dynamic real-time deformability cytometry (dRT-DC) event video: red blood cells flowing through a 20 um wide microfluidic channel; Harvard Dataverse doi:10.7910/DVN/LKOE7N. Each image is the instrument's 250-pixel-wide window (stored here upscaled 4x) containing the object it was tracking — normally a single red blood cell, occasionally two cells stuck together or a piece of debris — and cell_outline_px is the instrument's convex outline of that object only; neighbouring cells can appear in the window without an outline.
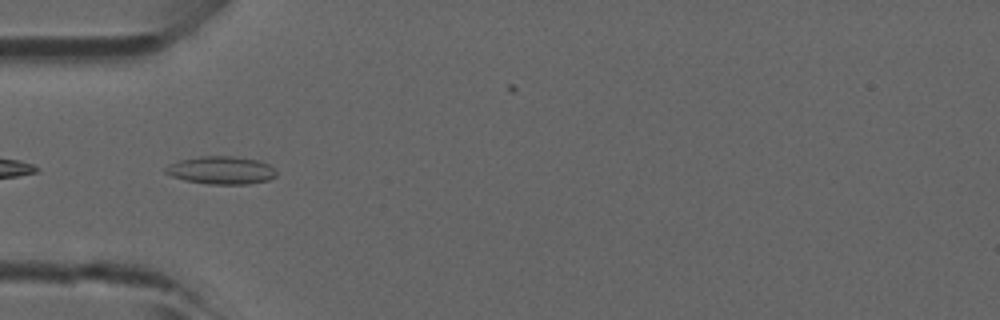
{"species": "common noctule bat (a hibernating species)", "species_latin": "Nyctalus noctula", "temperature_condition": "room temperature", "stored_images_in_passage": 5, "camera_frame_rate_fps": 3000, "um_per_image_px": 0.085, "animal": {"sex": "male", "forearm_length_mm": 52.5}, "frame": {"image": 1, "passage_image": 4, "time_ms": 1.0, "image_size_px": [1000, 320], "cell_outline_px": [[276, 176], [268, 180], [244, 184], [208, 184], [184, 180], [172, 176], [164, 172], [164, 168], [180, 160], [200, 156], [232, 156], [256, 160], [268, 164], [276, 172]], "centroid_in_image_um": [18.78, 14.47], "position_along_channel_um": 66.2, "area_um2": 17.74}}
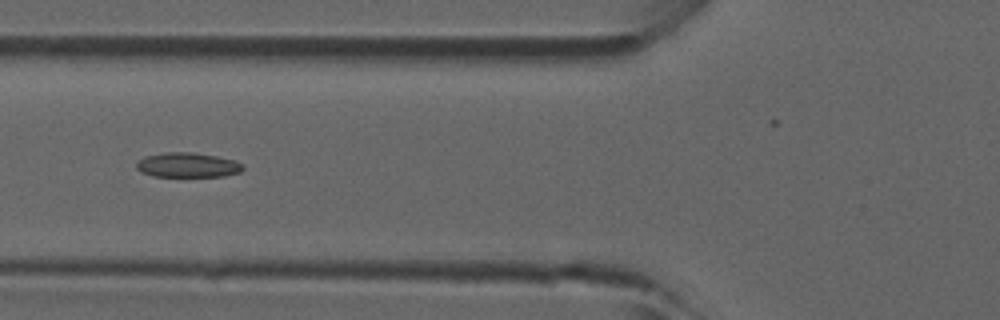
{"frame": {"image": 2, "passage_image": 5, "time_ms": 1.333, "image_size_px": [1000, 320], "cell_outline_px": [[244, 168], [240, 172], [224, 176], [152, 176], [140, 172], [136, 168], [136, 164], [144, 156], [164, 152], [192, 152], [216, 156], [232, 160], [244, 164]], "centroid_in_image_um": [15.93, 14.02], "position_along_channel_um": 109.9, "area_um2": 15.32}}